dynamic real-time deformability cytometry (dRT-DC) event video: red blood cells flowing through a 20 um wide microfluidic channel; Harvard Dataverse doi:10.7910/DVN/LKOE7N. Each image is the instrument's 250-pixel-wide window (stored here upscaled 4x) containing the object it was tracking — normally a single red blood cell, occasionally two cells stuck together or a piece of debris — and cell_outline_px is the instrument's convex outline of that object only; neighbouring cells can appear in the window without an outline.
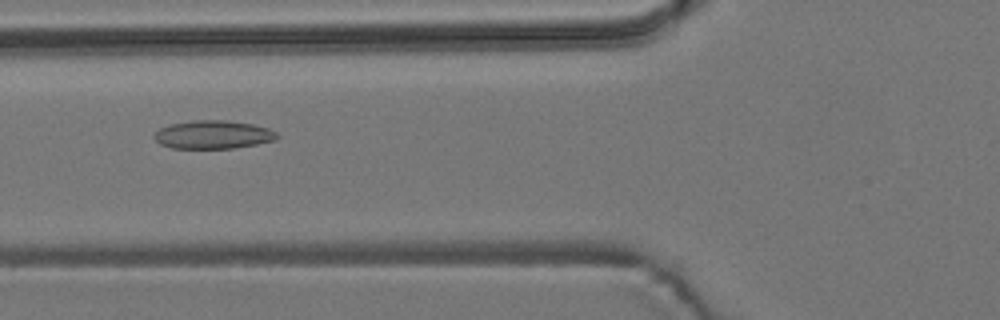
{"species": "common noctule bat (a hibernating species)", "species_latin": "Nyctalus noctula", "temperature_condition": "room temperature", "stored_images_in_passage": 55, "camera_frame_rate_fps": 3000, "um_per_image_px": 0.085, "animal": {"sex": "male", "body_mass_g": 19.2, "forearm_length_mm": 51.8}, "frame": {"image": 1, "passage_image": 21, "time_ms": 6.667, "image_size_px": [1000, 320], "cell_outline_px": [[280, 136], [276, 140], [256, 144], [232, 148], [172, 148], [160, 144], [152, 136], [160, 128], [172, 124], [192, 120], [228, 120], [252, 124], [268, 128], [276, 132]], "centroid_in_image_um": [18.13, 11.44], "position_along_channel_um": 107.7, "area_um2": 20.23}}
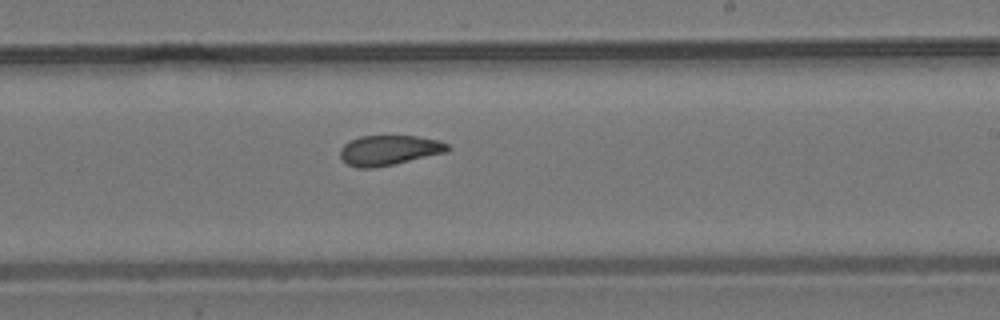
{"frame": {"image": 2, "passage_image": 33, "time_ms": 10.667, "image_size_px": [1000, 320], "cell_outline_px": [[452, 148], [448, 152], [392, 164], [372, 168], [356, 168], [348, 164], [340, 156], [340, 148], [348, 140], [360, 136], [416, 136], [440, 140], [448, 144]], "centroid_in_image_um": [33.08, 12.76], "position_along_channel_um": 255.9, "area_um2": 18.84}}
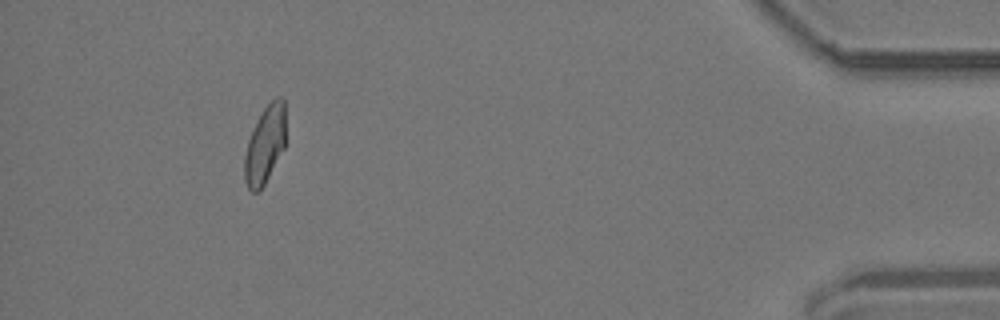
{"frame": {"image": 3, "passage_image": 51, "time_ms": 16.667, "image_size_px": [1000, 320], "cell_outline_px": [[284, 148], [260, 192], [252, 192], [248, 188], [244, 180], [244, 156], [248, 140], [256, 120], [264, 108], [272, 100], [280, 96], [284, 100]], "centroid_in_image_um": [22.49, 12.34], "position_along_channel_um": 412.7, "area_um2": 18.5}, "authors_computed_cell_mechanics": {"area_um2": 19.7098, "velocity_mm_per_s": 3.7018, "shape_relaxation_time_tau1_ms": null, "shape_relaxation_time_tau2_ms": 2.9786, "deformation_change_tau1": null, "deformation_change_tau2": 0.0771}}